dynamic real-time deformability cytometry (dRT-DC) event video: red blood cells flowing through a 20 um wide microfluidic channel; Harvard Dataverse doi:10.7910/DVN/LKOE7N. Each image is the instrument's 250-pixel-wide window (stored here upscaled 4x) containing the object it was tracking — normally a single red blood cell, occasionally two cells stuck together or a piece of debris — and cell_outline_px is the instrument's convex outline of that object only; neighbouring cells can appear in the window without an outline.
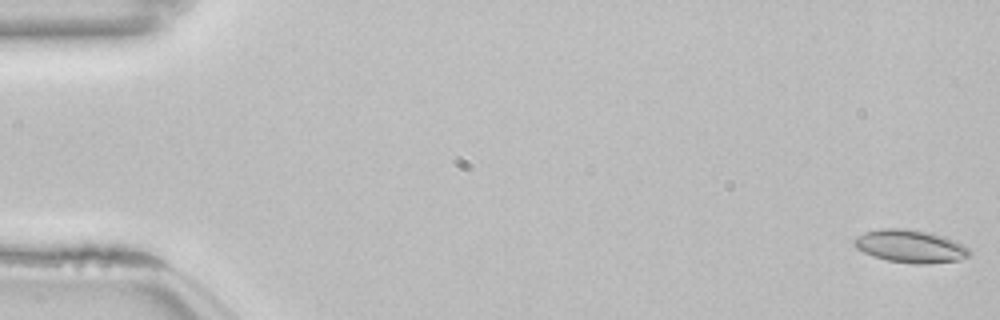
{"species": "common noctule bat (a hibernating species)", "species_latin": "Nyctalus noctula", "temperature_condition": "room temperature", "stored_images_in_passage": 54, "camera_frame_rate_fps": 3000, "um_per_image_px": 0.085, "animal": {"sex": "female", "body_mass_g": 22.7, "forearm_length_mm": 54.2}, "frame": {"image": 1, "passage_image": 1, "time_ms": 0.0, "image_size_px": [1000, 320], "cell_outline_px": [[972, 252], [968, 256], [956, 260], [924, 264], [916, 264], [888, 260], [872, 256], [856, 248], [852, 244], [852, 240], [856, 236], [864, 232], [880, 228], [908, 228], [928, 232], [944, 236], [964, 244]], "centroid_in_image_um": [77.34, 20.91], "position_along_channel_um": 7.7, "area_um2": 22.2}}
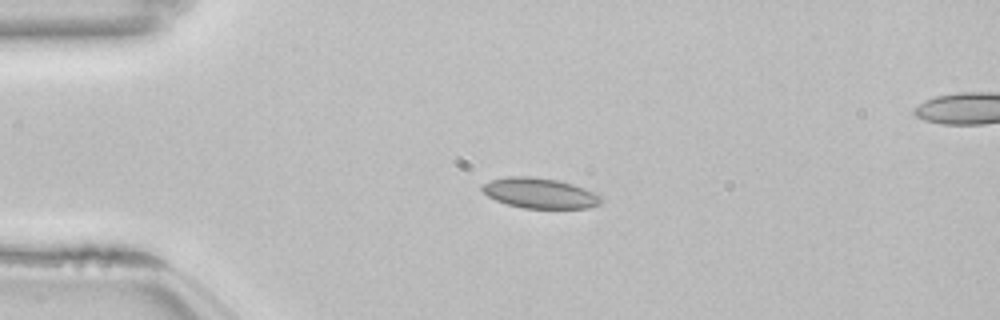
{"frame": {"image": 2, "passage_image": 13, "time_ms": 4.0, "image_size_px": [1000, 320], "cell_outline_px": [[604, 200], [600, 204], [588, 208], [524, 208], [508, 204], [496, 200], [488, 196], [480, 188], [484, 184], [492, 180], [508, 176], [528, 176], [560, 180], [600, 192], [604, 196]], "centroid_in_image_um": [46.0, 16.41], "position_along_channel_um": 39.0, "area_um2": 21.33}}
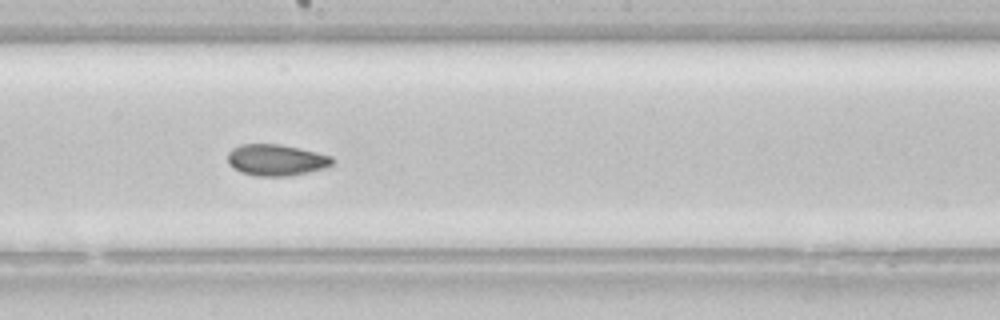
{"frame": {"image": 3, "passage_image": 30, "time_ms": 9.667, "image_size_px": [1000, 320], "cell_outline_px": [[336, 160], [332, 164], [324, 168], [308, 172], [288, 176], [256, 176], [240, 172], [232, 168], [228, 164], [228, 152], [232, 148], [240, 144], [280, 144], [316, 152], [332, 156]], "centroid_in_image_um": [23.46, 13.6], "position_along_channel_um": 224.7, "area_um2": 19.25}, "authors_computed_cell_mechanics": {"area_um2": 20.0566, "velocity_mm_per_s": 3.8342, "shape_relaxation_time_tau1_ms": null, "shape_relaxation_time_tau2_ms": 2.8727, "deformation_change_tau1": null, "deformation_change_tau2": 0.0596}}